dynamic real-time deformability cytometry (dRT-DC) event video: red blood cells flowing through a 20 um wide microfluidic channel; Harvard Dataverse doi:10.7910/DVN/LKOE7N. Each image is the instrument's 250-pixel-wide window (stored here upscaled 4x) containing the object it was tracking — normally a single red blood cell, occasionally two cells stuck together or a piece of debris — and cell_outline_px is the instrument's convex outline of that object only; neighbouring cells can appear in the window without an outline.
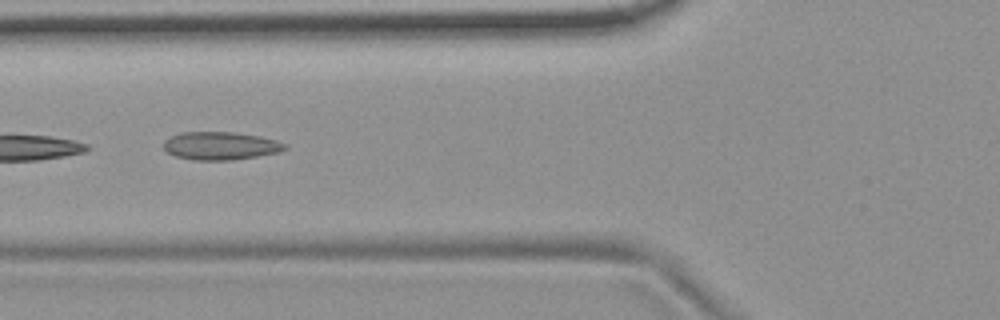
{"species": "common noctule bat (a hibernating species)", "species_latin": "Nyctalus noctula", "temperature_condition": "room temperature", "stored_images_in_passage": 10, "camera_frame_rate_fps": 3000, "um_per_image_px": 0.085, "animal": {"sex": "female", "body_mass_g": 19.9}, "frame": {"image": 1, "passage_image": 5, "time_ms": 1.333, "image_size_px": [1000, 320], "cell_outline_px": [[288, 148], [280, 152], [232, 160], [192, 160], [176, 156], [168, 152], [164, 148], [164, 140], [180, 132], [232, 132], [260, 136], [276, 140], [288, 144]], "centroid_in_image_um": [18.77, 12.39], "position_along_channel_um": 107.0, "area_um2": 19.83}}
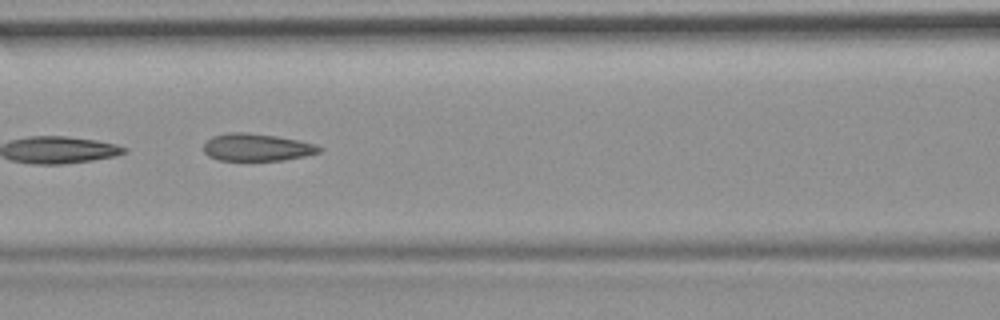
{"frame": {"image": 2, "passage_image": 6, "time_ms": 1.667, "image_size_px": [1000, 320], "cell_outline_px": [[324, 148], [320, 152], [304, 156], [284, 160], [220, 160], [208, 156], [204, 152], [204, 144], [212, 136], [228, 132], [248, 132], [276, 136], [316, 144]], "centroid_in_image_um": [21.83, 12.51], "position_along_channel_um": 144.8, "area_um2": 18.44}}